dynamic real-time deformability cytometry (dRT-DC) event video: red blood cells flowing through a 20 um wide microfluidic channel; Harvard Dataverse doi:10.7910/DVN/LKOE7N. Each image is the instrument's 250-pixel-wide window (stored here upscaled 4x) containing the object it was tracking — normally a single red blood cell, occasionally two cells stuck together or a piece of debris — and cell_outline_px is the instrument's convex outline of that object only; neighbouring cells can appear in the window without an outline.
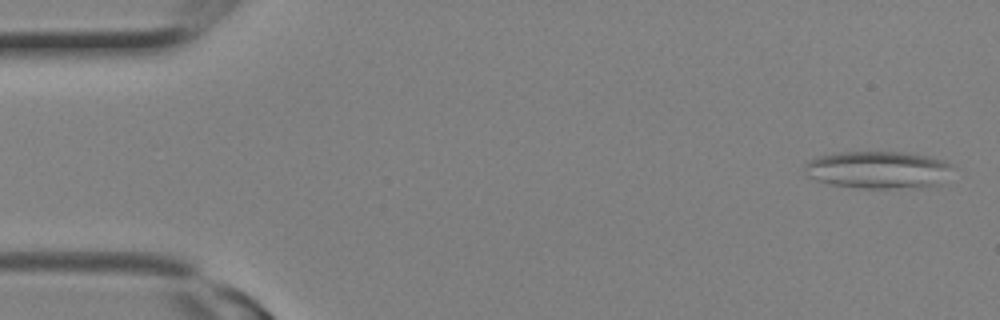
{"species": "Egyptian fruit bat (a non-hibernating species)", "species_latin": "Rousettus aegyptiacus", "temperature_condition": "room temperature", "stored_images_in_passage": 8, "camera_frame_rate_fps": 3000, "um_per_image_px": 0.085, "animal": {"sex": "female"}, "frame": {"image": 1, "passage_image": 1, "time_ms": 0.0, "image_size_px": [1000, 320], "cell_outline_px": [[956, 168], [940, 184], [924, 188], [860, 188], [832, 184], [816, 180], [804, 176], [804, 164], [808, 160], [820, 156], [840, 152], [900, 152], [928, 156], [944, 160], [952, 164]], "centroid_in_image_um": [74.68, 14.44], "position_along_channel_um": 10.3, "area_um2": 32.77}}